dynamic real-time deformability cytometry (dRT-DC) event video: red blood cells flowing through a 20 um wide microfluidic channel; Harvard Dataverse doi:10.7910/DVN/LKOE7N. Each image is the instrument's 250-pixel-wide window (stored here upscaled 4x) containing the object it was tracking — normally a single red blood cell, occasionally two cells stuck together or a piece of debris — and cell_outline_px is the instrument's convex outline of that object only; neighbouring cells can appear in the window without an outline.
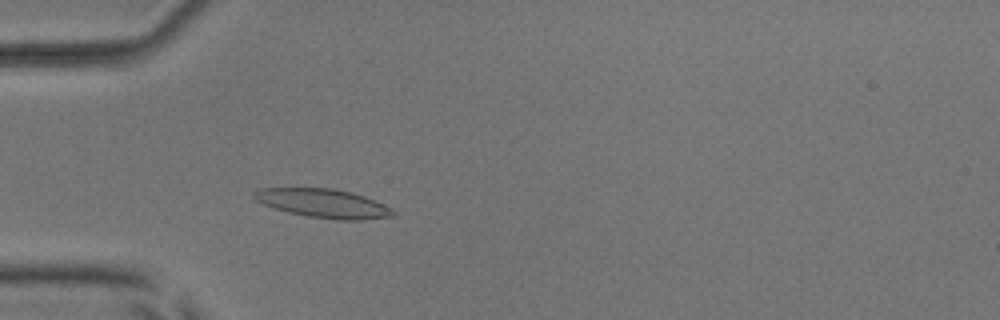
{"species": "common noctule bat (a hibernating species)", "species_latin": "Nyctalus noctula", "temperature_condition": "room temperature", "stored_images_in_passage": 51, "camera_frame_rate_fps": 3000, "um_per_image_px": 0.085, "animal": {"sex": "male", "body_mass_g": 17.9, "forearm_length_mm": 54.2}, "frame": {"image": 1, "passage_image": 14, "time_ms": 4.333, "image_size_px": [1000, 320], "cell_outline_px": [[396, 216], [364, 220], [336, 220], [308, 216], [288, 212], [264, 204], [256, 200], [252, 196], [252, 192], [260, 188], [332, 188], [352, 192], [364, 196], [384, 204], [396, 212]], "centroid_in_image_um": [27.51, 17.29], "position_along_channel_um": 57.5, "area_um2": 23.41}}
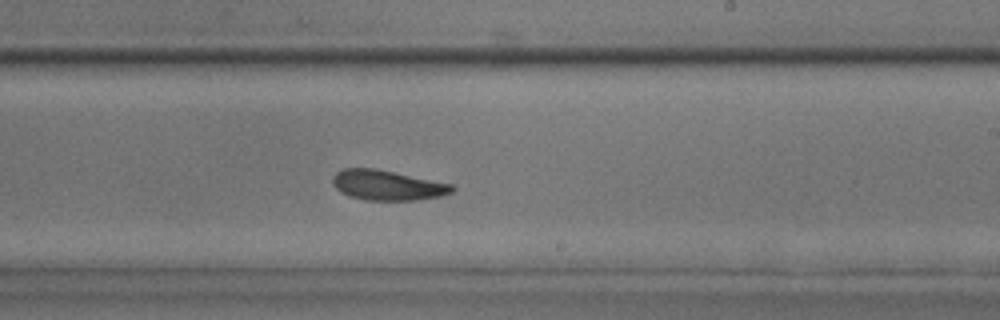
{"frame": {"image": 2, "passage_image": 30, "time_ms": 9.667, "image_size_px": [1000, 320], "cell_outline_px": [[456, 188], [452, 192], [440, 196], [416, 200], [364, 200], [348, 196], [340, 192], [332, 184], [332, 176], [336, 172], [344, 168], [376, 168], [452, 184]], "centroid_in_image_um": [32.89, 15.74], "position_along_channel_um": 256.1, "area_um2": 21.04}}
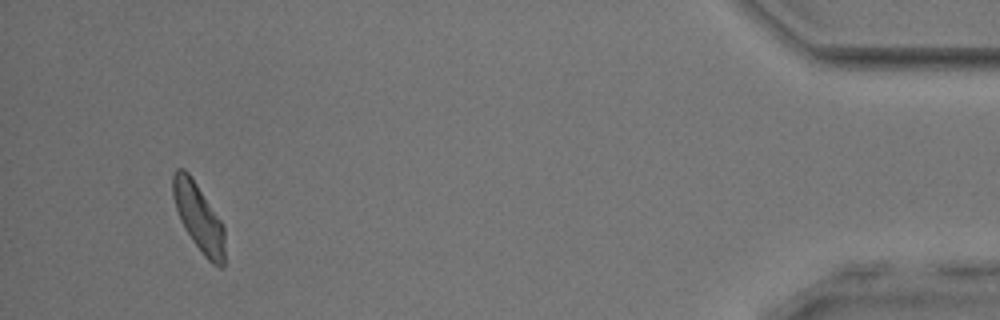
{"frame": {"image": 3, "passage_image": 48, "time_ms": 15.667, "image_size_px": [1000, 320], "cell_outline_px": [[224, 268], [220, 268], [212, 264], [204, 256], [192, 240], [184, 228], [180, 220], [172, 196], [172, 176], [176, 168], [184, 168], [188, 172], [224, 224]], "centroid_in_image_um": [16.89, 18.48], "position_along_channel_um": 418.3, "area_um2": 20.58}, "authors_computed_cell_mechanics": {"area_um2": 21.097, "velocity_mm_per_s": 3.8695, "shape_relaxation_time_tau1_ms": 6.6123, "shape_relaxation_time_tau2_ms": 4.1009, "deformation_change_tau1": 0.1217, "deformation_change_tau2": 0.1066}}